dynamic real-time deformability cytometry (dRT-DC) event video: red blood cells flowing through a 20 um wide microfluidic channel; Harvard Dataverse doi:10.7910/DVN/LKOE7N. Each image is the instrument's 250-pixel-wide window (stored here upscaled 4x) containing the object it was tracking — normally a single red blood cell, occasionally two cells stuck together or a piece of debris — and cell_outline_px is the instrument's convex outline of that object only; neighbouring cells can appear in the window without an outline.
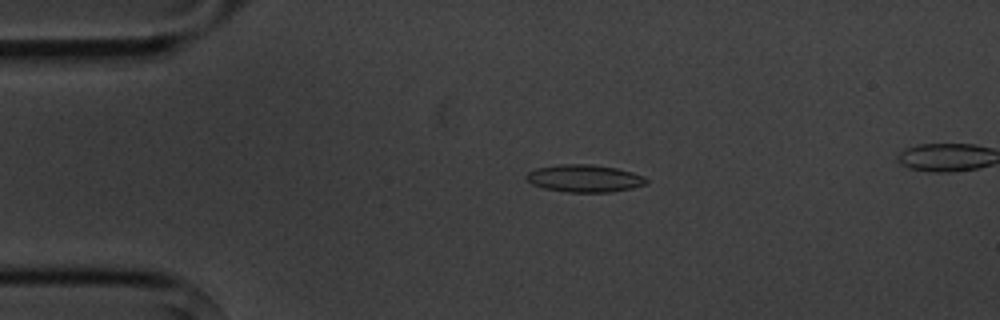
{"species": "common noctule bat (a hibernating species)", "species_latin": "Nyctalus noctula", "temperature_condition": "cold", "stored_images_in_passage": 6, "segment_of_instrument_passage": [1, 2], "camera_frame_rate_fps": 3000, "um_per_image_px": 0.085, "animal": {"sex": "male", "body_mass_g": 20.1, "forearm_length_mm": 53.5}, "frame": {"image": 1, "passage_image": 4, "time_ms": 3.667, "image_size_px": [1000, 320], "cell_outline_px": [[648, 180], [644, 184], [632, 188], [612, 192], [568, 192], [544, 188], [532, 184], [524, 176], [528, 172], [536, 168], [560, 164], [592, 164], [616, 168], [632, 172], [644, 176]], "centroid_in_image_um": [49.67, 15.16], "position_along_channel_um": 35.3, "area_um2": 19.13}}